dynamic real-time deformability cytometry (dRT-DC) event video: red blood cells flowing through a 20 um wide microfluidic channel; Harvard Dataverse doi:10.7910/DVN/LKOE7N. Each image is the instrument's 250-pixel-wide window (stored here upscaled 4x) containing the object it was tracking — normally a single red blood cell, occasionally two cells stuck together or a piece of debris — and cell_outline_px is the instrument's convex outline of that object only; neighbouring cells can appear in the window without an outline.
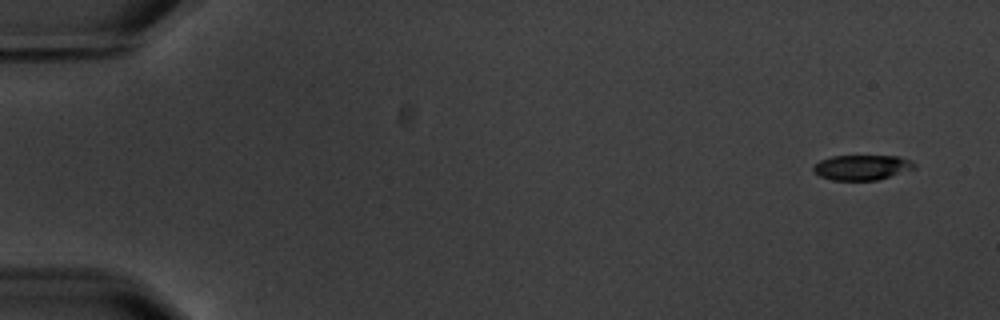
{"species": "common noctule bat (a hibernating species)", "species_latin": "Nyctalus noctula", "temperature_condition": "warm", "stored_images_in_passage": 5, "camera_frame_rate_fps": 3000, "um_per_image_px": 0.085, "animal": {"sex": "male", "body_mass_g": 20.1, "forearm_length_mm": 53.5}, "frame": {"image": 1, "passage_image": 1, "time_ms": 0.0, "image_size_px": [1000, 320], "cell_outline_px": [[916, 168], [876, 180], [832, 180], [820, 176], [812, 168], [820, 160], [832, 156], [900, 156], [916, 164]], "centroid_in_image_um": [73.27, 14.22], "position_along_channel_um": 11.7, "area_um2": 14.57}}
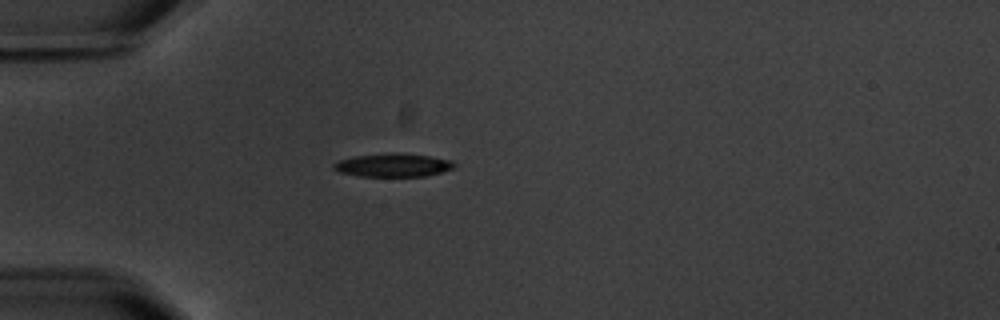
{"frame": {"image": 2, "passage_image": 5, "time_ms": 4.667, "image_size_px": [1000, 320], "cell_outline_px": [[456, 164], [452, 168], [428, 176], [360, 176], [336, 172], [332, 168], [332, 164], [340, 160], [356, 156], [396, 152], [428, 156], [452, 160]], "centroid_in_image_um": [33.38, 14.04], "position_along_channel_um": 51.6, "area_um2": 16.36}}